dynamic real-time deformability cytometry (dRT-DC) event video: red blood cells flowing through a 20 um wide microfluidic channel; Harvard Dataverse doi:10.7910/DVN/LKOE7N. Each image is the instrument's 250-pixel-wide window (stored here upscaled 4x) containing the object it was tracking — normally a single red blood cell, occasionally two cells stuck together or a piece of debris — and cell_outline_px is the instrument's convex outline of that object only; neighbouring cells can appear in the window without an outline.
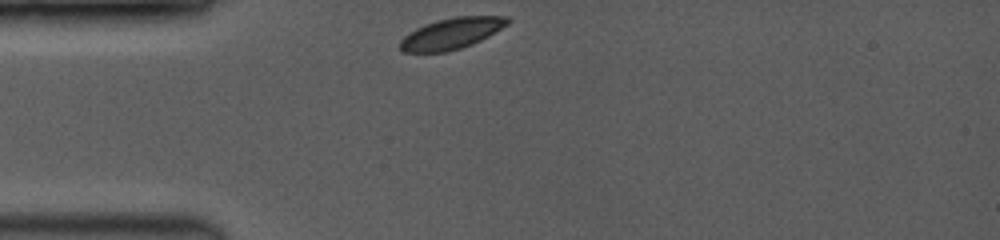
{"species": "common noctule bat (a hibernating species)", "species_latin": "Nyctalus noctula", "temperature_condition": "room temperature", "stored_images_in_passage": 13, "camera_frame_rate_fps": 3500, "um_per_image_px": 0.085, "animal": {"sex": "female", "body_mass_g": 19.0, "forearm_length_mm": 53.3}, "frame": {"image": 1, "passage_image": 1, "time_ms": 0.0, "image_size_px": [1000, 240], "cell_outline_px": [[512, 20], [508, 24], [488, 36], [472, 44], [460, 48], [444, 52], [404, 52], [400, 48], [400, 40], [408, 32], [424, 24], [436, 20], [456, 16], [508, 16]], "centroid_in_image_um": [38.38, 2.83], "position_along_channel_um": 46.6, "area_um2": 19.48}}
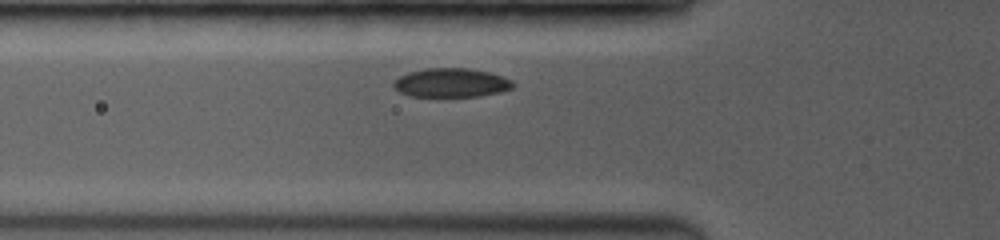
{"frame": {"image": 2, "passage_image": 11, "time_ms": 1.429, "image_size_px": [1000, 240], "cell_outline_px": [[516, 84], [512, 88], [500, 92], [480, 96], [408, 96], [400, 92], [392, 84], [392, 80], [408, 72], [424, 68], [468, 68], [488, 72], [512, 80]], "centroid_in_image_um": [38.33, 7.03], "position_along_channel_um": 87.5, "area_um2": 20.17}}